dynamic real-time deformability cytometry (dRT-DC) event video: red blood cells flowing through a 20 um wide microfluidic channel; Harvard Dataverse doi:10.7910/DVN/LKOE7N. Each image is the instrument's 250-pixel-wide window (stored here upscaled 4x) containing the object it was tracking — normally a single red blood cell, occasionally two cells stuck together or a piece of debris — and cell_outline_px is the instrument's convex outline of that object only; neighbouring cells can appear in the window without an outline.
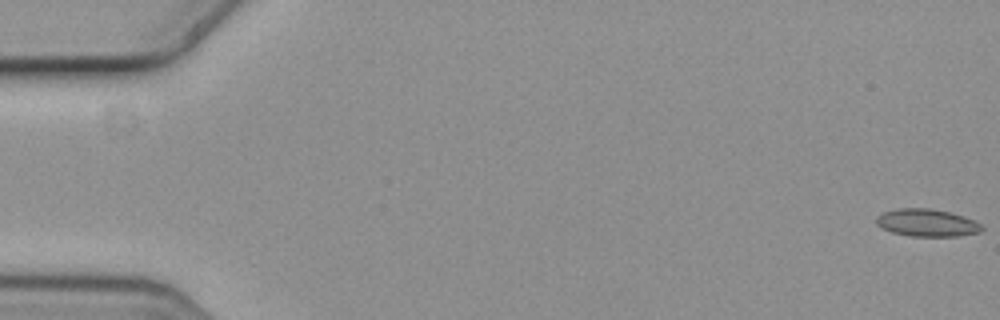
{"species": "common noctule bat (a hibernating species)", "species_latin": "Nyctalus noctula", "temperature_condition": "cold", "stored_images_in_passage": 8, "camera_frame_rate_fps": 3000, "um_per_image_px": 0.085, "animal": {"sex": "female", "body_mass_g": 19.3, "forearm_length_mm": 54.1}, "frame": {"image": 1, "passage_image": 1, "time_ms": 0.0, "image_size_px": [1000, 320], "cell_outline_px": [[984, 228], [980, 232], [956, 236], [908, 236], [892, 232], [880, 228], [876, 224], [876, 216], [884, 212], [896, 208], [932, 208], [964, 216], [980, 224]], "centroid_in_image_um": [78.74, 18.93], "position_along_channel_um": 6.3, "area_um2": 16.94}}
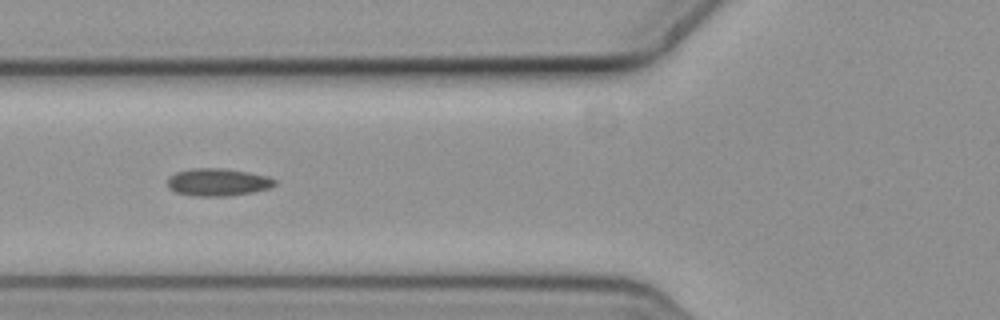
{"frame": {"image": 2, "passage_image": 6, "time_ms": 1.667, "image_size_px": [1000, 320], "cell_outline_px": [[276, 184], [272, 188], [252, 192], [228, 196], [192, 196], [176, 192], [168, 188], [168, 176], [176, 172], [192, 168], [224, 168], [248, 172], [268, 176], [276, 180]], "centroid_in_image_um": [18.52, 15.48], "position_along_channel_um": 107.3, "area_um2": 17.4}}
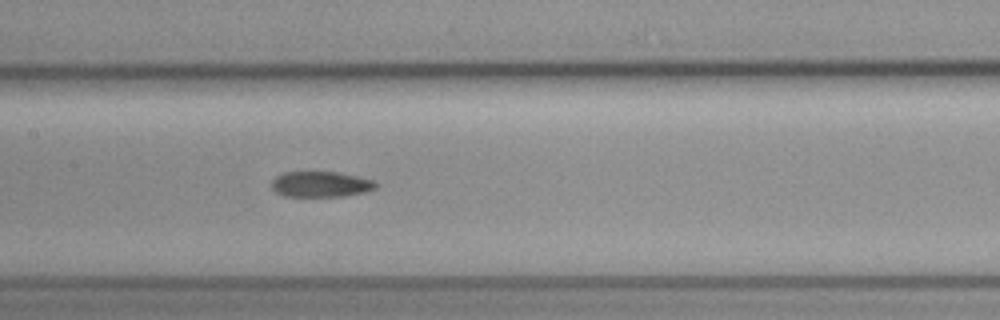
{"frame": {"image": 3, "passage_image": 8, "time_ms": 2.333, "image_size_px": [1000, 320], "cell_outline_px": [[380, 184], [376, 188], [364, 192], [344, 196], [284, 196], [276, 192], [272, 188], [272, 180], [276, 176], [284, 172], [336, 172], [376, 180]], "centroid_in_image_um": [27.3, 15.66], "position_along_channel_um": 180.1, "area_um2": 15.61}}